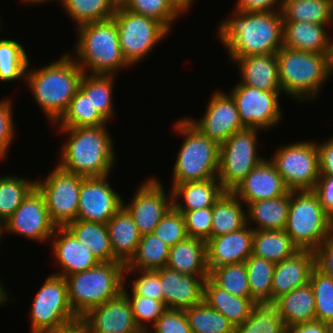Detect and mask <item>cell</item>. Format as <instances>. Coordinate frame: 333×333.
Listing matches in <instances>:
<instances>
[{
    "label": "cell",
    "instance_id": "obj_1",
    "mask_svg": "<svg viewBox=\"0 0 333 333\" xmlns=\"http://www.w3.org/2000/svg\"><path fill=\"white\" fill-rule=\"evenodd\" d=\"M234 16L222 21L219 40L229 59L277 53L283 47L281 11H233Z\"/></svg>",
    "mask_w": 333,
    "mask_h": 333
},
{
    "label": "cell",
    "instance_id": "obj_63",
    "mask_svg": "<svg viewBox=\"0 0 333 333\" xmlns=\"http://www.w3.org/2000/svg\"><path fill=\"white\" fill-rule=\"evenodd\" d=\"M329 69L330 76L333 74V39L331 40L330 52H329Z\"/></svg>",
    "mask_w": 333,
    "mask_h": 333
},
{
    "label": "cell",
    "instance_id": "obj_32",
    "mask_svg": "<svg viewBox=\"0 0 333 333\" xmlns=\"http://www.w3.org/2000/svg\"><path fill=\"white\" fill-rule=\"evenodd\" d=\"M245 207L247 224H257L253 230H284L290 208V192L280 197L251 202Z\"/></svg>",
    "mask_w": 333,
    "mask_h": 333
},
{
    "label": "cell",
    "instance_id": "obj_68",
    "mask_svg": "<svg viewBox=\"0 0 333 333\" xmlns=\"http://www.w3.org/2000/svg\"><path fill=\"white\" fill-rule=\"evenodd\" d=\"M118 4H122L124 0H115Z\"/></svg>",
    "mask_w": 333,
    "mask_h": 333
},
{
    "label": "cell",
    "instance_id": "obj_25",
    "mask_svg": "<svg viewBox=\"0 0 333 333\" xmlns=\"http://www.w3.org/2000/svg\"><path fill=\"white\" fill-rule=\"evenodd\" d=\"M239 67L240 81L263 91L282 92L276 53L230 59Z\"/></svg>",
    "mask_w": 333,
    "mask_h": 333
},
{
    "label": "cell",
    "instance_id": "obj_29",
    "mask_svg": "<svg viewBox=\"0 0 333 333\" xmlns=\"http://www.w3.org/2000/svg\"><path fill=\"white\" fill-rule=\"evenodd\" d=\"M113 255L127 264L136 254L141 238L131 214L122 206L107 222Z\"/></svg>",
    "mask_w": 333,
    "mask_h": 333
},
{
    "label": "cell",
    "instance_id": "obj_42",
    "mask_svg": "<svg viewBox=\"0 0 333 333\" xmlns=\"http://www.w3.org/2000/svg\"><path fill=\"white\" fill-rule=\"evenodd\" d=\"M234 333H286V326L274 303H256L249 317L235 326Z\"/></svg>",
    "mask_w": 333,
    "mask_h": 333
},
{
    "label": "cell",
    "instance_id": "obj_46",
    "mask_svg": "<svg viewBox=\"0 0 333 333\" xmlns=\"http://www.w3.org/2000/svg\"><path fill=\"white\" fill-rule=\"evenodd\" d=\"M209 278L230 294L252 300L245 262L213 268Z\"/></svg>",
    "mask_w": 333,
    "mask_h": 333
},
{
    "label": "cell",
    "instance_id": "obj_51",
    "mask_svg": "<svg viewBox=\"0 0 333 333\" xmlns=\"http://www.w3.org/2000/svg\"><path fill=\"white\" fill-rule=\"evenodd\" d=\"M138 271V273L136 272ZM139 274V277L133 280L132 284V295H141L145 297L152 298L154 300L163 301V293L160 283V269L153 270H140V269H125V283L126 276H129L131 273ZM128 274V275H127Z\"/></svg>",
    "mask_w": 333,
    "mask_h": 333
},
{
    "label": "cell",
    "instance_id": "obj_20",
    "mask_svg": "<svg viewBox=\"0 0 333 333\" xmlns=\"http://www.w3.org/2000/svg\"><path fill=\"white\" fill-rule=\"evenodd\" d=\"M208 277L183 274L168 267L160 269L161 291L166 308L185 310L201 303L204 282Z\"/></svg>",
    "mask_w": 333,
    "mask_h": 333
},
{
    "label": "cell",
    "instance_id": "obj_17",
    "mask_svg": "<svg viewBox=\"0 0 333 333\" xmlns=\"http://www.w3.org/2000/svg\"><path fill=\"white\" fill-rule=\"evenodd\" d=\"M109 175L84 177L79 193L77 220L107 224L123 206V201L108 182Z\"/></svg>",
    "mask_w": 333,
    "mask_h": 333
},
{
    "label": "cell",
    "instance_id": "obj_45",
    "mask_svg": "<svg viewBox=\"0 0 333 333\" xmlns=\"http://www.w3.org/2000/svg\"><path fill=\"white\" fill-rule=\"evenodd\" d=\"M36 187V180L14 175L0 177V219L5 223Z\"/></svg>",
    "mask_w": 333,
    "mask_h": 333
},
{
    "label": "cell",
    "instance_id": "obj_58",
    "mask_svg": "<svg viewBox=\"0 0 333 333\" xmlns=\"http://www.w3.org/2000/svg\"><path fill=\"white\" fill-rule=\"evenodd\" d=\"M319 150L320 175L333 176V136L321 145L317 143Z\"/></svg>",
    "mask_w": 333,
    "mask_h": 333
},
{
    "label": "cell",
    "instance_id": "obj_13",
    "mask_svg": "<svg viewBox=\"0 0 333 333\" xmlns=\"http://www.w3.org/2000/svg\"><path fill=\"white\" fill-rule=\"evenodd\" d=\"M45 180H36V188L44 197L51 221L65 227L77 220L79 193L83 176L54 167Z\"/></svg>",
    "mask_w": 333,
    "mask_h": 333
},
{
    "label": "cell",
    "instance_id": "obj_3",
    "mask_svg": "<svg viewBox=\"0 0 333 333\" xmlns=\"http://www.w3.org/2000/svg\"><path fill=\"white\" fill-rule=\"evenodd\" d=\"M72 56L66 53L56 62L34 70H30L28 64L26 70L27 87L52 124L67 110L84 75Z\"/></svg>",
    "mask_w": 333,
    "mask_h": 333
},
{
    "label": "cell",
    "instance_id": "obj_35",
    "mask_svg": "<svg viewBox=\"0 0 333 333\" xmlns=\"http://www.w3.org/2000/svg\"><path fill=\"white\" fill-rule=\"evenodd\" d=\"M299 249L285 230H254L252 255L275 264L291 257Z\"/></svg>",
    "mask_w": 333,
    "mask_h": 333
},
{
    "label": "cell",
    "instance_id": "obj_44",
    "mask_svg": "<svg viewBox=\"0 0 333 333\" xmlns=\"http://www.w3.org/2000/svg\"><path fill=\"white\" fill-rule=\"evenodd\" d=\"M24 46L13 39H0V81L11 82L26 78L29 64Z\"/></svg>",
    "mask_w": 333,
    "mask_h": 333
},
{
    "label": "cell",
    "instance_id": "obj_10",
    "mask_svg": "<svg viewBox=\"0 0 333 333\" xmlns=\"http://www.w3.org/2000/svg\"><path fill=\"white\" fill-rule=\"evenodd\" d=\"M34 297L31 333H48L79 319L70 306L68 285L63 276L50 274Z\"/></svg>",
    "mask_w": 333,
    "mask_h": 333
},
{
    "label": "cell",
    "instance_id": "obj_57",
    "mask_svg": "<svg viewBox=\"0 0 333 333\" xmlns=\"http://www.w3.org/2000/svg\"><path fill=\"white\" fill-rule=\"evenodd\" d=\"M234 10L239 11H281L284 0H238Z\"/></svg>",
    "mask_w": 333,
    "mask_h": 333
},
{
    "label": "cell",
    "instance_id": "obj_27",
    "mask_svg": "<svg viewBox=\"0 0 333 333\" xmlns=\"http://www.w3.org/2000/svg\"><path fill=\"white\" fill-rule=\"evenodd\" d=\"M325 24L308 22H284L283 46L305 52L329 54L331 37Z\"/></svg>",
    "mask_w": 333,
    "mask_h": 333
},
{
    "label": "cell",
    "instance_id": "obj_67",
    "mask_svg": "<svg viewBox=\"0 0 333 333\" xmlns=\"http://www.w3.org/2000/svg\"><path fill=\"white\" fill-rule=\"evenodd\" d=\"M328 325H329V333H333V322Z\"/></svg>",
    "mask_w": 333,
    "mask_h": 333
},
{
    "label": "cell",
    "instance_id": "obj_21",
    "mask_svg": "<svg viewBox=\"0 0 333 333\" xmlns=\"http://www.w3.org/2000/svg\"><path fill=\"white\" fill-rule=\"evenodd\" d=\"M247 206L251 202L280 197L290 192L274 164L264 159L232 190Z\"/></svg>",
    "mask_w": 333,
    "mask_h": 333
},
{
    "label": "cell",
    "instance_id": "obj_33",
    "mask_svg": "<svg viewBox=\"0 0 333 333\" xmlns=\"http://www.w3.org/2000/svg\"><path fill=\"white\" fill-rule=\"evenodd\" d=\"M232 191H225L212 206L211 237L240 230L247 225V210Z\"/></svg>",
    "mask_w": 333,
    "mask_h": 333
},
{
    "label": "cell",
    "instance_id": "obj_64",
    "mask_svg": "<svg viewBox=\"0 0 333 333\" xmlns=\"http://www.w3.org/2000/svg\"><path fill=\"white\" fill-rule=\"evenodd\" d=\"M50 1H53V0H22V2H24V3H29V4H42V3H44V2H50ZM60 3H61V1L62 0H58Z\"/></svg>",
    "mask_w": 333,
    "mask_h": 333
},
{
    "label": "cell",
    "instance_id": "obj_16",
    "mask_svg": "<svg viewBox=\"0 0 333 333\" xmlns=\"http://www.w3.org/2000/svg\"><path fill=\"white\" fill-rule=\"evenodd\" d=\"M131 199L123 206L131 214L141 235L152 233L172 205V193L166 195L160 180L152 177L143 181Z\"/></svg>",
    "mask_w": 333,
    "mask_h": 333
},
{
    "label": "cell",
    "instance_id": "obj_23",
    "mask_svg": "<svg viewBox=\"0 0 333 333\" xmlns=\"http://www.w3.org/2000/svg\"><path fill=\"white\" fill-rule=\"evenodd\" d=\"M51 241L52 253L55 255V260L58 261L57 264L61 270L53 274L65 277L90 270L100 263L92 252L83 246L66 227H56Z\"/></svg>",
    "mask_w": 333,
    "mask_h": 333
},
{
    "label": "cell",
    "instance_id": "obj_40",
    "mask_svg": "<svg viewBox=\"0 0 333 333\" xmlns=\"http://www.w3.org/2000/svg\"><path fill=\"white\" fill-rule=\"evenodd\" d=\"M62 7L76 26L113 18L118 3L115 0H62Z\"/></svg>",
    "mask_w": 333,
    "mask_h": 333
},
{
    "label": "cell",
    "instance_id": "obj_30",
    "mask_svg": "<svg viewBox=\"0 0 333 333\" xmlns=\"http://www.w3.org/2000/svg\"><path fill=\"white\" fill-rule=\"evenodd\" d=\"M274 304L286 328L316 320L315 297L309 282L281 296Z\"/></svg>",
    "mask_w": 333,
    "mask_h": 333
},
{
    "label": "cell",
    "instance_id": "obj_18",
    "mask_svg": "<svg viewBox=\"0 0 333 333\" xmlns=\"http://www.w3.org/2000/svg\"><path fill=\"white\" fill-rule=\"evenodd\" d=\"M204 136L223 144L236 131L245 127L240 121L236 103L229 93L215 91L201 119L188 118Z\"/></svg>",
    "mask_w": 333,
    "mask_h": 333
},
{
    "label": "cell",
    "instance_id": "obj_65",
    "mask_svg": "<svg viewBox=\"0 0 333 333\" xmlns=\"http://www.w3.org/2000/svg\"><path fill=\"white\" fill-rule=\"evenodd\" d=\"M5 231V223L0 219V242L2 238V233Z\"/></svg>",
    "mask_w": 333,
    "mask_h": 333
},
{
    "label": "cell",
    "instance_id": "obj_28",
    "mask_svg": "<svg viewBox=\"0 0 333 333\" xmlns=\"http://www.w3.org/2000/svg\"><path fill=\"white\" fill-rule=\"evenodd\" d=\"M166 267L183 274L209 276L207 265V242L187 237L170 247Z\"/></svg>",
    "mask_w": 333,
    "mask_h": 333
},
{
    "label": "cell",
    "instance_id": "obj_6",
    "mask_svg": "<svg viewBox=\"0 0 333 333\" xmlns=\"http://www.w3.org/2000/svg\"><path fill=\"white\" fill-rule=\"evenodd\" d=\"M126 264L120 261L100 262L90 270L65 276L68 299L74 313L81 318L91 308L123 292Z\"/></svg>",
    "mask_w": 333,
    "mask_h": 333
},
{
    "label": "cell",
    "instance_id": "obj_43",
    "mask_svg": "<svg viewBox=\"0 0 333 333\" xmlns=\"http://www.w3.org/2000/svg\"><path fill=\"white\" fill-rule=\"evenodd\" d=\"M184 311L191 333H234V325L205 301Z\"/></svg>",
    "mask_w": 333,
    "mask_h": 333
},
{
    "label": "cell",
    "instance_id": "obj_4",
    "mask_svg": "<svg viewBox=\"0 0 333 333\" xmlns=\"http://www.w3.org/2000/svg\"><path fill=\"white\" fill-rule=\"evenodd\" d=\"M75 60L84 73L115 75L130 65L123 57L113 18L76 28ZM88 70V71H87Z\"/></svg>",
    "mask_w": 333,
    "mask_h": 333
},
{
    "label": "cell",
    "instance_id": "obj_39",
    "mask_svg": "<svg viewBox=\"0 0 333 333\" xmlns=\"http://www.w3.org/2000/svg\"><path fill=\"white\" fill-rule=\"evenodd\" d=\"M59 127H96L107 125V120L92 106L89 97L79 88L67 110L53 124Z\"/></svg>",
    "mask_w": 333,
    "mask_h": 333
},
{
    "label": "cell",
    "instance_id": "obj_38",
    "mask_svg": "<svg viewBox=\"0 0 333 333\" xmlns=\"http://www.w3.org/2000/svg\"><path fill=\"white\" fill-rule=\"evenodd\" d=\"M114 75L84 73L80 89L89 97L92 106L109 122L114 117Z\"/></svg>",
    "mask_w": 333,
    "mask_h": 333
},
{
    "label": "cell",
    "instance_id": "obj_53",
    "mask_svg": "<svg viewBox=\"0 0 333 333\" xmlns=\"http://www.w3.org/2000/svg\"><path fill=\"white\" fill-rule=\"evenodd\" d=\"M151 327L146 333H191L184 310L167 309Z\"/></svg>",
    "mask_w": 333,
    "mask_h": 333
},
{
    "label": "cell",
    "instance_id": "obj_48",
    "mask_svg": "<svg viewBox=\"0 0 333 333\" xmlns=\"http://www.w3.org/2000/svg\"><path fill=\"white\" fill-rule=\"evenodd\" d=\"M121 5L132 13L158 20L169 31L174 21L181 16L169 0H124Z\"/></svg>",
    "mask_w": 333,
    "mask_h": 333
},
{
    "label": "cell",
    "instance_id": "obj_5",
    "mask_svg": "<svg viewBox=\"0 0 333 333\" xmlns=\"http://www.w3.org/2000/svg\"><path fill=\"white\" fill-rule=\"evenodd\" d=\"M276 55L281 90L299 103L316 99L322 85L331 78L329 54L283 46Z\"/></svg>",
    "mask_w": 333,
    "mask_h": 333
},
{
    "label": "cell",
    "instance_id": "obj_24",
    "mask_svg": "<svg viewBox=\"0 0 333 333\" xmlns=\"http://www.w3.org/2000/svg\"><path fill=\"white\" fill-rule=\"evenodd\" d=\"M315 268V252L298 250L291 257L275 264L272 279V303L290 291L309 282Z\"/></svg>",
    "mask_w": 333,
    "mask_h": 333
},
{
    "label": "cell",
    "instance_id": "obj_14",
    "mask_svg": "<svg viewBox=\"0 0 333 333\" xmlns=\"http://www.w3.org/2000/svg\"><path fill=\"white\" fill-rule=\"evenodd\" d=\"M280 93L263 91L239 82L229 94L236 103L243 126L266 131L282 121L283 113L278 101Z\"/></svg>",
    "mask_w": 333,
    "mask_h": 333
},
{
    "label": "cell",
    "instance_id": "obj_54",
    "mask_svg": "<svg viewBox=\"0 0 333 333\" xmlns=\"http://www.w3.org/2000/svg\"><path fill=\"white\" fill-rule=\"evenodd\" d=\"M0 148L8 154L13 138L15 137V125L13 120V108L11 100H0Z\"/></svg>",
    "mask_w": 333,
    "mask_h": 333
},
{
    "label": "cell",
    "instance_id": "obj_9",
    "mask_svg": "<svg viewBox=\"0 0 333 333\" xmlns=\"http://www.w3.org/2000/svg\"><path fill=\"white\" fill-rule=\"evenodd\" d=\"M113 19L123 57L131 66L140 63L170 32L158 20L132 13L121 4H118Z\"/></svg>",
    "mask_w": 333,
    "mask_h": 333
},
{
    "label": "cell",
    "instance_id": "obj_55",
    "mask_svg": "<svg viewBox=\"0 0 333 333\" xmlns=\"http://www.w3.org/2000/svg\"><path fill=\"white\" fill-rule=\"evenodd\" d=\"M313 192L324 212L333 220V176L320 175Z\"/></svg>",
    "mask_w": 333,
    "mask_h": 333
},
{
    "label": "cell",
    "instance_id": "obj_41",
    "mask_svg": "<svg viewBox=\"0 0 333 333\" xmlns=\"http://www.w3.org/2000/svg\"><path fill=\"white\" fill-rule=\"evenodd\" d=\"M248 283L252 301L272 303V279L275 263L262 257L251 255L246 261Z\"/></svg>",
    "mask_w": 333,
    "mask_h": 333
},
{
    "label": "cell",
    "instance_id": "obj_52",
    "mask_svg": "<svg viewBox=\"0 0 333 333\" xmlns=\"http://www.w3.org/2000/svg\"><path fill=\"white\" fill-rule=\"evenodd\" d=\"M183 214L189 237L208 241L212 230V207L192 211H180Z\"/></svg>",
    "mask_w": 333,
    "mask_h": 333
},
{
    "label": "cell",
    "instance_id": "obj_37",
    "mask_svg": "<svg viewBox=\"0 0 333 333\" xmlns=\"http://www.w3.org/2000/svg\"><path fill=\"white\" fill-rule=\"evenodd\" d=\"M170 246L155 234L141 235L136 254L126 264V269L159 270L166 267Z\"/></svg>",
    "mask_w": 333,
    "mask_h": 333
},
{
    "label": "cell",
    "instance_id": "obj_50",
    "mask_svg": "<svg viewBox=\"0 0 333 333\" xmlns=\"http://www.w3.org/2000/svg\"><path fill=\"white\" fill-rule=\"evenodd\" d=\"M152 233L170 247L181 242L188 237L183 214L172 206Z\"/></svg>",
    "mask_w": 333,
    "mask_h": 333
},
{
    "label": "cell",
    "instance_id": "obj_36",
    "mask_svg": "<svg viewBox=\"0 0 333 333\" xmlns=\"http://www.w3.org/2000/svg\"><path fill=\"white\" fill-rule=\"evenodd\" d=\"M281 13L284 22L299 21L331 25L333 23V1L284 0Z\"/></svg>",
    "mask_w": 333,
    "mask_h": 333
},
{
    "label": "cell",
    "instance_id": "obj_56",
    "mask_svg": "<svg viewBox=\"0 0 333 333\" xmlns=\"http://www.w3.org/2000/svg\"><path fill=\"white\" fill-rule=\"evenodd\" d=\"M315 267L333 279V234L315 251Z\"/></svg>",
    "mask_w": 333,
    "mask_h": 333
},
{
    "label": "cell",
    "instance_id": "obj_47",
    "mask_svg": "<svg viewBox=\"0 0 333 333\" xmlns=\"http://www.w3.org/2000/svg\"><path fill=\"white\" fill-rule=\"evenodd\" d=\"M315 297L316 321L330 324L333 322V279L316 267L309 278Z\"/></svg>",
    "mask_w": 333,
    "mask_h": 333
},
{
    "label": "cell",
    "instance_id": "obj_22",
    "mask_svg": "<svg viewBox=\"0 0 333 333\" xmlns=\"http://www.w3.org/2000/svg\"><path fill=\"white\" fill-rule=\"evenodd\" d=\"M249 226L247 224L240 230L211 237L207 241L209 272L223 265L245 262L252 255L254 230Z\"/></svg>",
    "mask_w": 333,
    "mask_h": 333
},
{
    "label": "cell",
    "instance_id": "obj_60",
    "mask_svg": "<svg viewBox=\"0 0 333 333\" xmlns=\"http://www.w3.org/2000/svg\"><path fill=\"white\" fill-rule=\"evenodd\" d=\"M48 333H93L88 325L81 319H77L74 322L65 326L59 327Z\"/></svg>",
    "mask_w": 333,
    "mask_h": 333
},
{
    "label": "cell",
    "instance_id": "obj_59",
    "mask_svg": "<svg viewBox=\"0 0 333 333\" xmlns=\"http://www.w3.org/2000/svg\"><path fill=\"white\" fill-rule=\"evenodd\" d=\"M286 333H329V325L315 320L288 327Z\"/></svg>",
    "mask_w": 333,
    "mask_h": 333
},
{
    "label": "cell",
    "instance_id": "obj_8",
    "mask_svg": "<svg viewBox=\"0 0 333 333\" xmlns=\"http://www.w3.org/2000/svg\"><path fill=\"white\" fill-rule=\"evenodd\" d=\"M284 230L299 250L315 251L332 234V219L313 191H290Z\"/></svg>",
    "mask_w": 333,
    "mask_h": 333
},
{
    "label": "cell",
    "instance_id": "obj_49",
    "mask_svg": "<svg viewBox=\"0 0 333 333\" xmlns=\"http://www.w3.org/2000/svg\"><path fill=\"white\" fill-rule=\"evenodd\" d=\"M127 292L128 290L124 284L123 293L127 296L131 304L134 320L140 330L143 333H146L149 331L148 326L146 325L147 322L148 324L151 323L153 326L167 308L163 301L154 300L141 295H129Z\"/></svg>",
    "mask_w": 333,
    "mask_h": 333
},
{
    "label": "cell",
    "instance_id": "obj_19",
    "mask_svg": "<svg viewBox=\"0 0 333 333\" xmlns=\"http://www.w3.org/2000/svg\"><path fill=\"white\" fill-rule=\"evenodd\" d=\"M81 319L93 333H143L134 320L131 304L123 292L91 308Z\"/></svg>",
    "mask_w": 333,
    "mask_h": 333
},
{
    "label": "cell",
    "instance_id": "obj_34",
    "mask_svg": "<svg viewBox=\"0 0 333 333\" xmlns=\"http://www.w3.org/2000/svg\"><path fill=\"white\" fill-rule=\"evenodd\" d=\"M65 227L92 252L99 262L119 261L113 255L106 224L76 220Z\"/></svg>",
    "mask_w": 333,
    "mask_h": 333
},
{
    "label": "cell",
    "instance_id": "obj_2",
    "mask_svg": "<svg viewBox=\"0 0 333 333\" xmlns=\"http://www.w3.org/2000/svg\"><path fill=\"white\" fill-rule=\"evenodd\" d=\"M58 129L68 137L62 146L61 160L56 165L83 177L111 175L117 155L106 125Z\"/></svg>",
    "mask_w": 333,
    "mask_h": 333
},
{
    "label": "cell",
    "instance_id": "obj_61",
    "mask_svg": "<svg viewBox=\"0 0 333 333\" xmlns=\"http://www.w3.org/2000/svg\"><path fill=\"white\" fill-rule=\"evenodd\" d=\"M172 5L174 6V8L180 13V14H184L188 13L187 11H189L188 9H190L191 6H193L192 4H194V0H169Z\"/></svg>",
    "mask_w": 333,
    "mask_h": 333
},
{
    "label": "cell",
    "instance_id": "obj_66",
    "mask_svg": "<svg viewBox=\"0 0 333 333\" xmlns=\"http://www.w3.org/2000/svg\"><path fill=\"white\" fill-rule=\"evenodd\" d=\"M6 157H7L6 153L0 148V160L2 161Z\"/></svg>",
    "mask_w": 333,
    "mask_h": 333
},
{
    "label": "cell",
    "instance_id": "obj_7",
    "mask_svg": "<svg viewBox=\"0 0 333 333\" xmlns=\"http://www.w3.org/2000/svg\"><path fill=\"white\" fill-rule=\"evenodd\" d=\"M174 128L185 137L175 160L171 186L217 178L220 145L204 136L186 117L178 120Z\"/></svg>",
    "mask_w": 333,
    "mask_h": 333
},
{
    "label": "cell",
    "instance_id": "obj_15",
    "mask_svg": "<svg viewBox=\"0 0 333 333\" xmlns=\"http://www.w3.org/2000/svg\"><path fill=\"white\" fill-rule=\"evenodd\" d=\"M56 225L51 221L41 192L35 187L5 221V233L17 234L33 241H49Z\"/></svg>",
    "mask_w": 333,
    "mask_h": 333
},
{
    "label": "cell",
    "instance_id": "obj_26",
    "mask_svg": "<svg viewBox=\"0 0 333 333\" xmlns=\"http://www.w3.org/2000/svg\"><path fill=\"white\" fill-rule=\"evenodd\" d=\"M170 190L172 205L178 211L212 207L225 192L218 178L176 184Z\"/></svg>",
    "mask_w": 333,
    "mask_h": 333
},
{
    "label": "cell",
    "instance_id": "obj_62",
    "mask_svg": "<svg viewBox=\"0 0 333 333\" xmlns=\"http://www.w3.org/2000/svg\"><path fill=\"white\" fill-rule=\"evenodd\" d=\"M8 292H6L3 284L0 281V305H3V303H6L7 301H10L11 299H9L7 294Z\"/></svg>",
    "mask_w": 333,
    "mask_h": 333
},
{
    "label": "cell",
    "instance_id": "obj_12",
    "mask_svg": "<svg viewBox=\"0 0 333 333\" xmlns=\"http://www.w3.org/2000/svg\"><path fill=\"white\" fill-rule=\"evenodd\" d=\"M274 153L270 161L290 191H313L320 176L319 150L315 141L281 145Z\"/></svg>",
    "mask_w": 333,
    "mask_h": 333
},
{
    "label": "cell",
    "instance_id": "obj_31",
    "mask_svg": "<svg viewBox=\"0 0 333 333\" xmlns=\"http://www.w3.org/2000/svg\"><path fill=\"white\" fill-rule=\"evenodd\" d=\"M203 301L224 315L234 327L242 324L255 306L250 298L230 294L217 286L209 277L204 282Z\"/></svg>",
    "mask_w": 333,
    "mask_h": 333
},
{
    "label": "cell",
    "instance_id": "obj_11",
    "mask_svg": "<svg viewBox=\"0 0 333 333\" xmlns=\"http://www.w3.org/2000/svg\"><path fill=\"white\" fill-rule=\"evenodd\" d=\"M258 128H244L220 145L217 178L225 191H232L265 158L257 153Z\"/></svg>",
    "mask_w": 333,
    "mask_h": 333
}]
</instances>
